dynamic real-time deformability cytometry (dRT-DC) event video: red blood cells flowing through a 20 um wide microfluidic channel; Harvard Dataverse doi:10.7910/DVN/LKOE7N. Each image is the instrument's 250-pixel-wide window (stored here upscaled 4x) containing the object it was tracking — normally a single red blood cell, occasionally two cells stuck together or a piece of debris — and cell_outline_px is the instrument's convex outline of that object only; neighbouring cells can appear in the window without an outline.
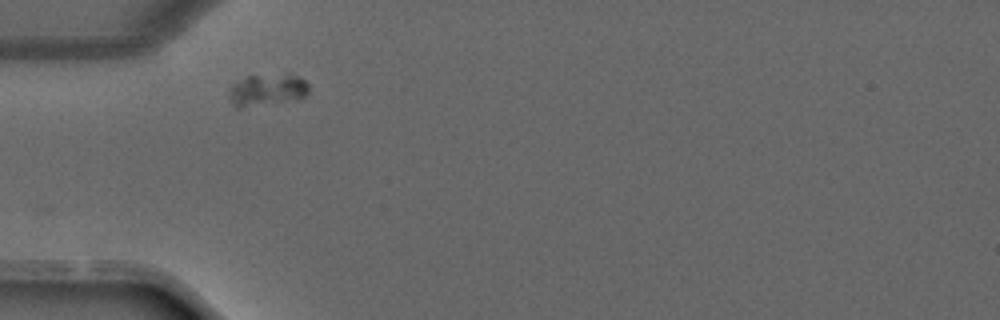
{"species": "common noctule bat (a hibernating species)", "species_latin": "Nyctalus noctula", "temperature_condition": "warm", "stored_images_in_passage": 26, "camera_frame_rate_fps": 3000, "um_per_image_px": 0.085, "animal": {"sex": "male", "forearm_length_mm": 52.5}, "frame": {"image": 1, "passage_image": 1, "time_ms": 0.0, "image_size_px": [1000, 320], "cell_outline_px": [[308, 92], [304, 96], [240, 108], [236, 108], [228, 100], [232, 84], [244, 76], [300, 76], [308, 84]], "centroid_in_image_um": [22.61, 7.65], "position_along_channel_um": 62.4, "area_um2": 14.05}}
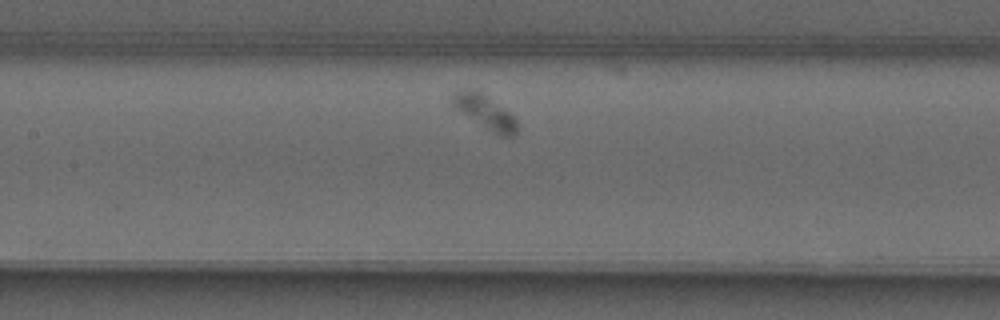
{"frame": {"image": 2, "passage_image": 8, "time_ms": 2.333, "image_size_px": [1000, 320], "cell_outline_px": [[516, 132], [512, 136], [500, 136], [492, 132], [452, 108], [452, 96], [460, 88], [476, 88], [508, 112], [516, 120]], "centroid_in_image_um": [41.14, 9.48], "position_along_channel_um": 166.3, "area_um2": 12.77}}
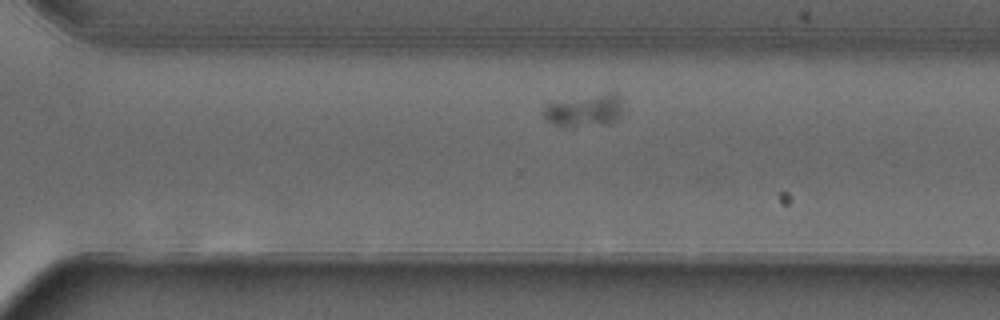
{"frame": {"image": 3, "passage_image": 18, "time_ms": 5.667, "image_size_px": [1000, 320], "cell_outline_px": [[620, 116], [616, 120], [608, 124], [552, 124], [544, 116], [544, 108], [548, 104], [612, 92], [616, 92], [620, 96]], "centroid_in_image_um": [49.75, 9.37], "position_along_channel_um": 320.8, "area_um2": 13.81}}